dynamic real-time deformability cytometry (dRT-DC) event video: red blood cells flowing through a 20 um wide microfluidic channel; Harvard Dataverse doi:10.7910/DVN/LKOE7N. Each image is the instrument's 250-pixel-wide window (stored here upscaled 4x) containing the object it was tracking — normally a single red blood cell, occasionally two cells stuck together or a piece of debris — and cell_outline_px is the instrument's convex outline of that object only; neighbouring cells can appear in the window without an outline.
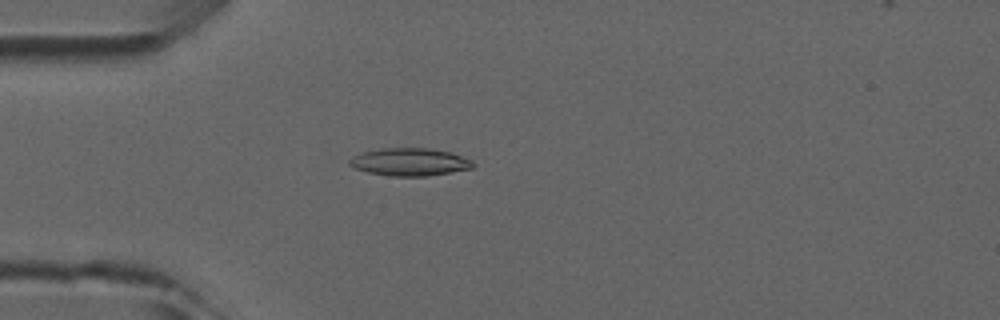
{"species": "common noctule bat (a hibernating species)", "species_latin": "Nyctalus noctula", "temperature_condition": "room temperature", "stored_images_in_passage": 3, "camera_frame_rate_fps": 3000, "um_per_image_px": 0.085, "animal": {"sex": "male", "forearm_length_mm": 52.5}, "frame": {"image": 1, "passage_image": 3, "time_ms": 2.333, "image_size_px": [1000, 320], "cell_outline_px": [[476, 164], [472, 168], [428, 176], [392, 176], [368, 172], [356, 168], [348, 164], [348, 160], [352, 156], [364, 152], [380, 148], [432, 148], [452, 152], [472, 160]], "centroid_in_image_um": [34.85, 13.76], "position_along_channel_um": 50.2, "area_um2": 20.0}}